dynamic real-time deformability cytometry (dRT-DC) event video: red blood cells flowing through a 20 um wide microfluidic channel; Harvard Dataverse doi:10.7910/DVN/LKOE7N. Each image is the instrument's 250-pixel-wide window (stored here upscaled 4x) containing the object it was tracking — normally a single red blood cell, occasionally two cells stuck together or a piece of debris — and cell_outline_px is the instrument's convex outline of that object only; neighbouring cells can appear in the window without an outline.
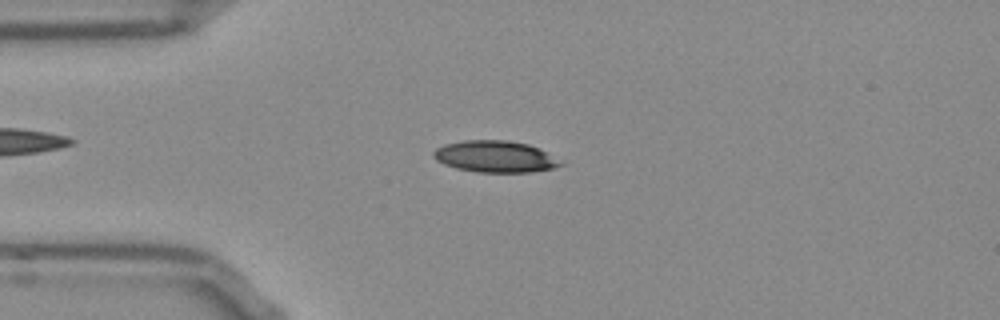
{"species": "Egyptian fruit bat (a non-hibernating species)", "species_latin": "Rousettus aegyptiacus", "temperature_condition": "room temperature", "stored_images_in_passage": 50, "camera_frame_rate_fps": 3000, "um_per_image_px": 0.085, "frame": {"image": 1, "passage_image": 11, "time_ms": 3.333, "image_size_px": [1000, 320], "cell_outline_px": [[564, 164], [552, 168], [532, 172], [480, 172], [456, 168], [444, 164], [436, 160], [432, 156], [432, 152], [436, 148], [444, 144], [464, 140], [508, 140], [528, 144], [540, 148]], "centroid_in_image_um": [42.05, 13.3], "position_along_channel_um": 43.0, "area_um2": 23.35}}
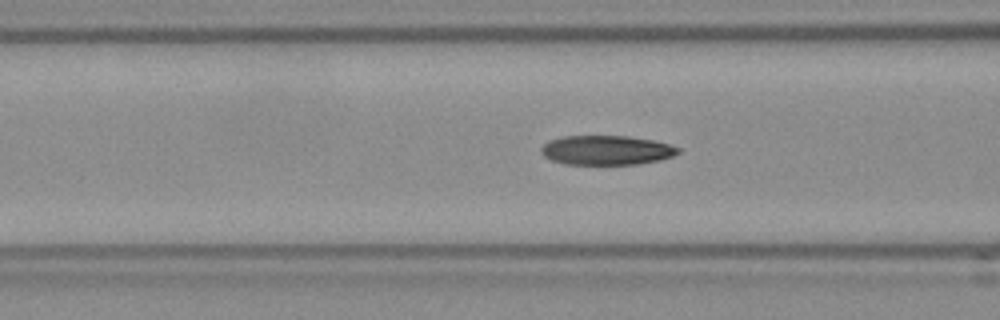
{"frame": {"image": 2, "passage_image": 18, "time_ms": 5.667, "image_size_px": [1000, 320], "cell_outline_px": [[680, 152], [672, 156], [660, 160], [636, 164], [564, 164], [552, 160], [544, 156], [540, 152], [540, 148], [548, 140], [564, 136], [628, 136], [656, 140], [680, 148]], "centroid_in_image_um": [51.54, 12.76], "position_along_channel_um": 115.1, "area_um2": 23.58}}
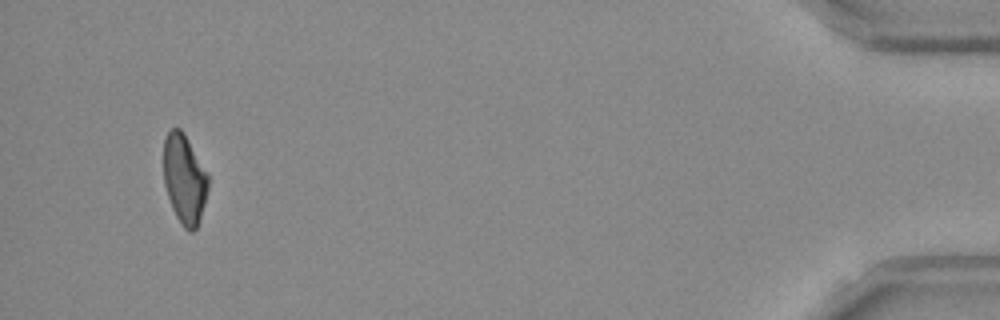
{"frame": {"image": 3, "passage_image": 48, "time_ms": 15.667, "image_size_px": [1000, 320], "cell_outline_px": [[208, 188], [200, 220], [196, 228], [192, 232], [188, 232], [184, 228], [176, 216], [172, 208], [164, 184], [164, 140], [168, 132], [172, 128], [180, 128], [184, 132], [208, 172]], "centroid_in_image_um": [15.69, 15.21], "position_along_channel_um": 419.5, "area_um2": 23.35}, "authors_computed_cell_mechanics": {"area_um2": 24.0159, "velocity_mm_per_s": 3.857, "shape_relaxation_time_tau1_ms": 8.3326, "shape_relaxation_time_tau2_ms": 1.5896, "deformation_change_tau1": 0.2246, "deformation_change_tau2": 0.0795}}